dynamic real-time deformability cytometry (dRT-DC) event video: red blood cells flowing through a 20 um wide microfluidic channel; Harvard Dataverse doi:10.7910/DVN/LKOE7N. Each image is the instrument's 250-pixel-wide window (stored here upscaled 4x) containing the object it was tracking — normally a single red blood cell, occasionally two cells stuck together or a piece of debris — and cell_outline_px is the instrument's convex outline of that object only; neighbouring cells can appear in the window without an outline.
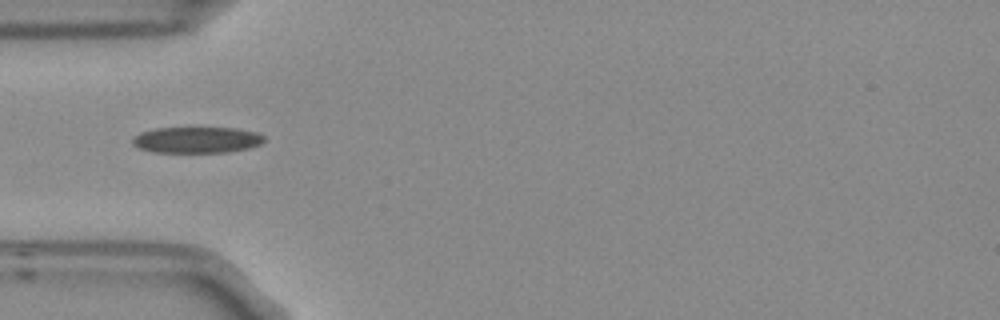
{"species": "Egyptian fruit bat (a non-hibernating species)", "species_latin": "Rousettus aegyptiacus", "temperature_condition": "room temperature", "stored_images_in_passage": 6, "camera_frame_rate_fps": 3000, "um_per_image_px": 0.085, "frame": {"image": 1, "passage_image": 4, "time_ms": 1.0, "image_size_px": [1000, 320], "cell_outline_px": [[264, 140], [260, 144], [248, 148], [228, 152], [156, 152], [140, 148], [132, 144], [132, 140], [140, 132], [156, 128], [236, 128], [256, 132], [264, 136]], "centroid_in_image_um": [16.74, 11.89], "position_along_channel_um": 68.3, "area_um2": 19.88}}
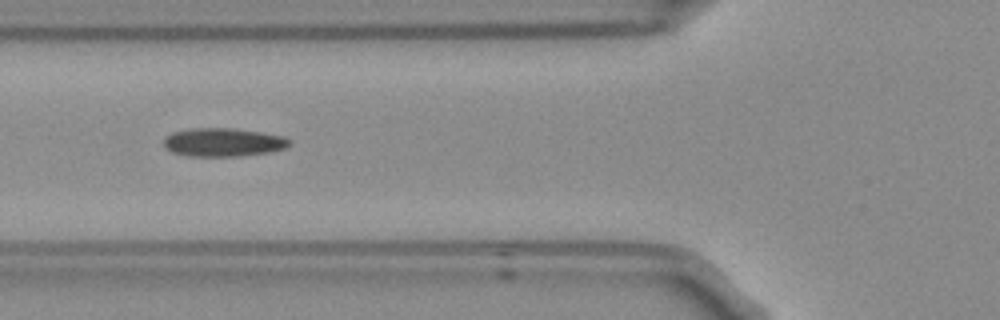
{"frame": {"image": 2, "passage_image": 5, "time_ms": 1.333, "image_size_px": [1000, 320], "cell_outline_px": [[292, 144], [284, 148], [268, 152], [236, 156], [188, 156], [172, 152], [164, 148], [164, 140], [172, 132], [188, 128], [236, 128], [284, 136], [292, 140]], "centroid_in_image_um": [18.97, 12.08], "position_along_channel_um": 106.8, "area_um2": 20.92}}